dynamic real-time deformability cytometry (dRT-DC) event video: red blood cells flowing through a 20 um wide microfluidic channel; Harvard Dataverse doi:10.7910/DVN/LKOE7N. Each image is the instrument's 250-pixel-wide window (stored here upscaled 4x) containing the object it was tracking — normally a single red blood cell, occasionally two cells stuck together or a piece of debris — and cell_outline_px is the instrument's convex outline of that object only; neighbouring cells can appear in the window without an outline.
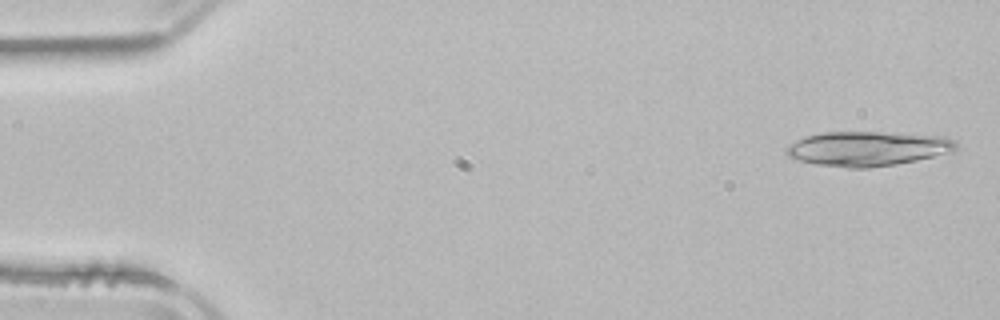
{"species": "common noctule bat (a hibernating species)", "species_latin": "Nyctalus noctula", "temperature_condition": "room temperature", "stored_images_in_passage": 3, "camera_frame_rate_fps": 3000, "um_per_image_px": 0.085, "animal": {"sex": "male", "body_mass_g": 21.5, "forearm_length_mm": 52.0}, "frame": {"image": 1, "passage_image": 1, "time_ms": 0.0, "image_size_px": [1000, 320], "cell_outline_px": [[956, 148], [952, 152], [916, 160], [896, 164], [868, 168], [848, 168], [816, 164], [800, 160], [788, 156], [784, 152], [784, 148], [788, 144], [804, 136], [824, 132], [880, 132], [944, 136], [956, 140]], "centroid_in_image_um": [73.72, 12.63], "position_along_channel_um": 11.3, "area_um2": 34.33}}